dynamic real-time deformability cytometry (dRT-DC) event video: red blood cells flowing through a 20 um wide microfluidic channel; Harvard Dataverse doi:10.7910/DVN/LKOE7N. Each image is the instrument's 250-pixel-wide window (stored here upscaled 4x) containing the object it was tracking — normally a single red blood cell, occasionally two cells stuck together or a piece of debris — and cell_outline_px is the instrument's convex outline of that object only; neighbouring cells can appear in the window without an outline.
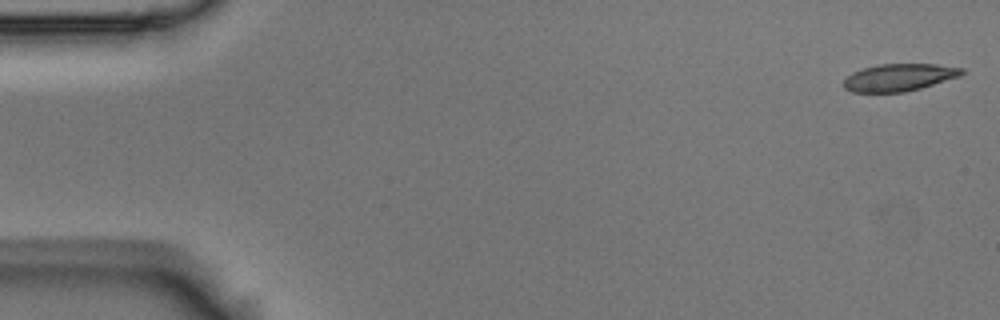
{"species": "Egyptian fruit bat (a non-hibernating species)", "species_latin": "Rousettus aegyptiacus", "temperature_condition": "room temperature", "stored_images_in_passage": 5, "camera_frame_rate_fps": 3000, "um_per_image_px": 0.085, "animal": {"sex": "male"}, "frame": {"image": 1, "passage_image": 1, "time_ms": 0.0, "image_size_px": [1000, 320], "cell_outline_px": [[964, 72], [960, 76], [920, 88], [904, 92], [852, 92], [844, 88], [844, 80], [852, 72], [864, 68], [880, 64], [936, 64], [964, 68]], "centroid_in_image_um": [76.43, 6.57], "position_along_channel_um": 8.6, "area_um2": 18.67}}
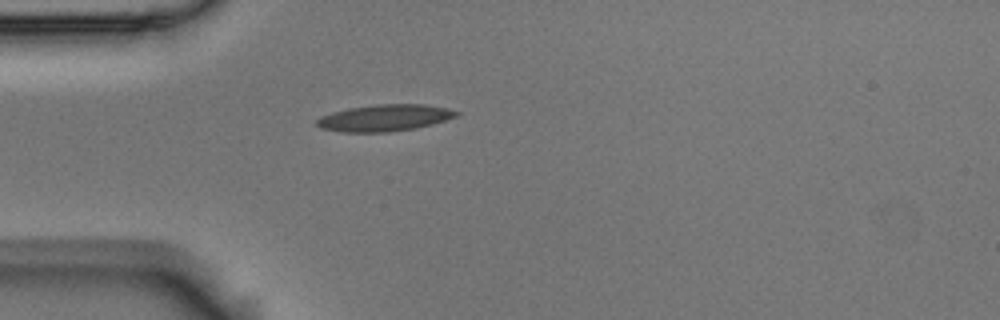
{"frame": {"image": 2, "passage_image": 5, "time_ms": 1.333, "image_size_px": [1000, 320], "cell_outline_px": [[460, 112], [456, 116], [432, 124], [416, 128], [388, 132], [340, 132], [320, 128], [316, 124], [316, 120], [320, 116], [332, 112], [352, 108], [376, 104], [424, 104], [448, 108]], "centroid_in_image_um": [32.67, 10.02], "position_along_channel_um": 52.3, "area_um2": 21.62}}